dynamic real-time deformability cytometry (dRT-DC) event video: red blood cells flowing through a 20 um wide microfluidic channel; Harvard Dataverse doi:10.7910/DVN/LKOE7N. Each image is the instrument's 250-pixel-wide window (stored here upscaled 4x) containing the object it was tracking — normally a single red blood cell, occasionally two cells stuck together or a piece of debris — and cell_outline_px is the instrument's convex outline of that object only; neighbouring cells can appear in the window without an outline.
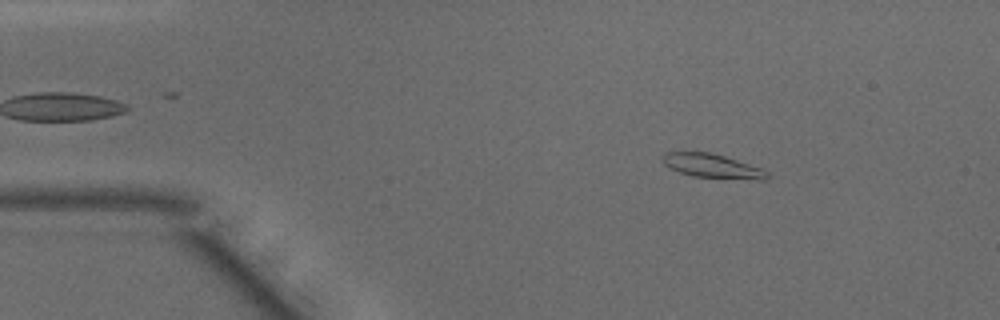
{"species": "common noctule bat (a hibernating species)", "species_latin": "Nyctalus noctula", "temperature_condition": "warm", "stored_images_in_passage": 29, "camera_frame_rate_fps": 3000, "um_per_image_px": 0.085, "animal": {"sex": "male", "body_mass_g": 15.6}, "frame": {"image": 1, "passage_image": 7, "time_ms": 2.0, "image_size_px": [1000, 320], "cell_outline_px": [[768, 176], [764, 180], [756, 180], [692, 176], [680, 172], [664, 164], [664, 152], [708, 152], [724, 156], [760, 168], [768, 172]], "centroid_in_image_um": [60.56, 14.12], "position_along_channel_um": 24.4, "area_um2": 14.28}}
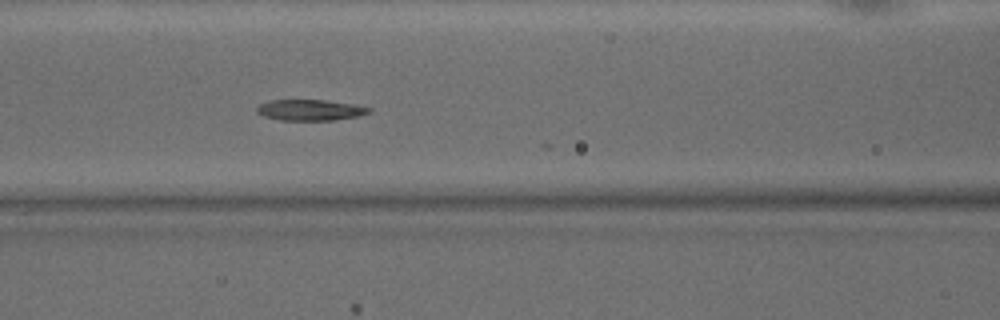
{"frame": {"image": 2, "passage_image": 20, "time_ms": 6.333, "image_size_px": [1000, 320], "cell_outline_px": [[372, 112], [356, 116], [332, 120], [280, 120], [264, 116], [256, 112], [256, 108], [260, 104], [268, 100], [328, 100], [356, 104], [372, 108]], "centroid_in_image_um": [26.38, 9.34], "position_along_channel_um": 140.2, "area_um2": 13.76}}
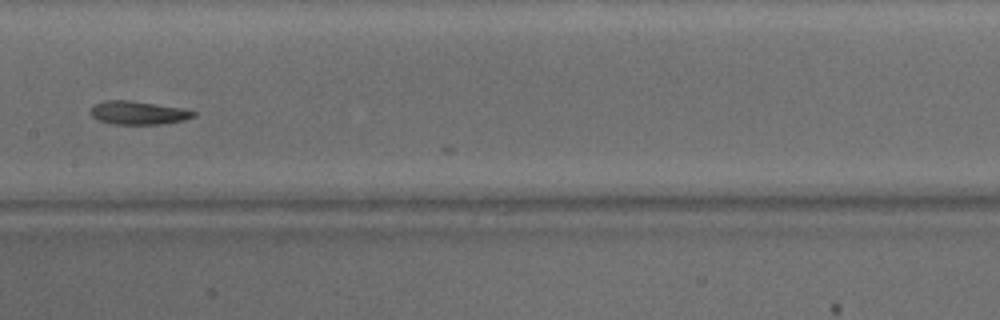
{"frame": {"image": 3, "passage_image": 24, "time_ms": 7.667, "image_size_px": [1000, 320], "cell_outline_px": [[196, 116], [184, 120], [160, 124], [112, 124], [100, 120], [92, 116], [92, 104], [104, 100], [132, 100], [180, 108], [196, 112]], "centroid_in_image_um": [11.74, 9.58], "position_along_channel_um": 195.7, "area_um2": 13.93}}